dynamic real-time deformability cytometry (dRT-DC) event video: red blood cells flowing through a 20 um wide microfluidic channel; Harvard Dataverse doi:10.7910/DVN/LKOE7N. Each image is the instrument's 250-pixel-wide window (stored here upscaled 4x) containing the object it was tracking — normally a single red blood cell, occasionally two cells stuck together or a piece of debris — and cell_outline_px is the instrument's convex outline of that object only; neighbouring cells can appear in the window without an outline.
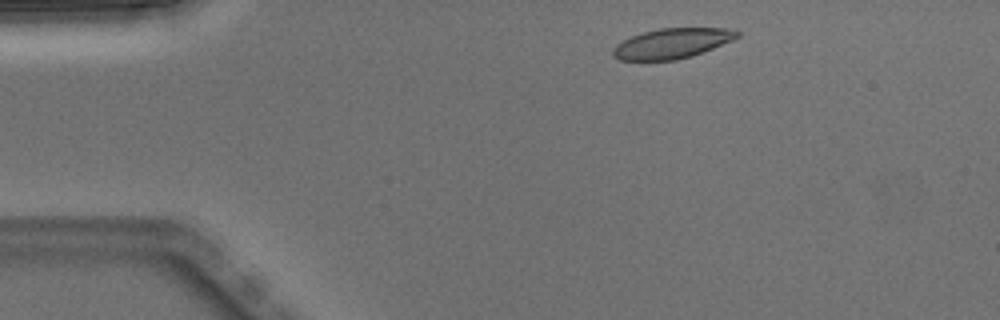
{"species": "Egyptian fruit bat (a non-hibernating species)", "species_latin": "Rousettus aegyptiacus", "temperature_condition": "warm", "stored_images_in_passage": 5, "camera_frame_rate_fps": 3000, "um_per_image_px": 0.085, "animal": {"sex": "male"}, "frame": {"image": 1, "passage_image": 1, "time_ms": 0.0, "image_size_px": [1000, 320], "cell_outline_px": [[740, 36], [732, 40], [692, 56], [676, 60], [620, 60], [612, 56], [612, 48], [616, 44], [632, 36], [644, 32], [660, 28], [736, 28], [740, 32]], "centroid_in_image_um": [57.13, 3.68], "position_along_channel_um": 27.9, "area_um2": 21.79}}
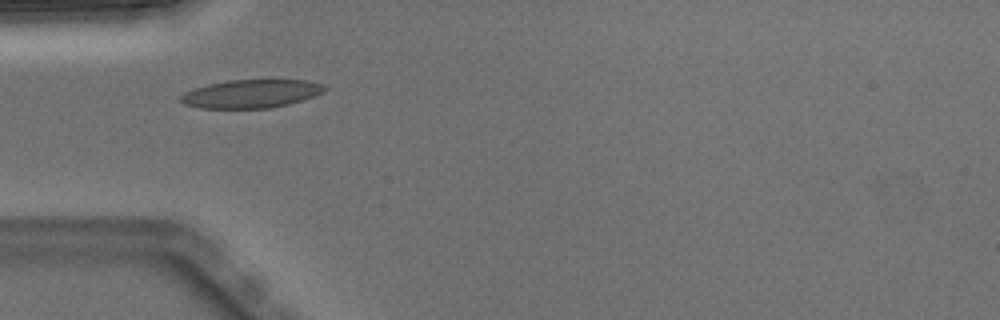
{"frame": {"image": 2, "passage_image": 3, "time_ms": 0.667, "image_size_px": [1000, 320], "cell_outline_px": [[328, 88], [324, 92], [288, 104], [268, 108], [200, 108], [184, 104], [180, 100], [180, 96], [184, 92], [208, 84], [228, 80], [308, 80], [324, 84]], "centroid_in_image_um": [21.35, 7.96], "position_along_channel_um": 63.6, "area_um2": 23.64}}
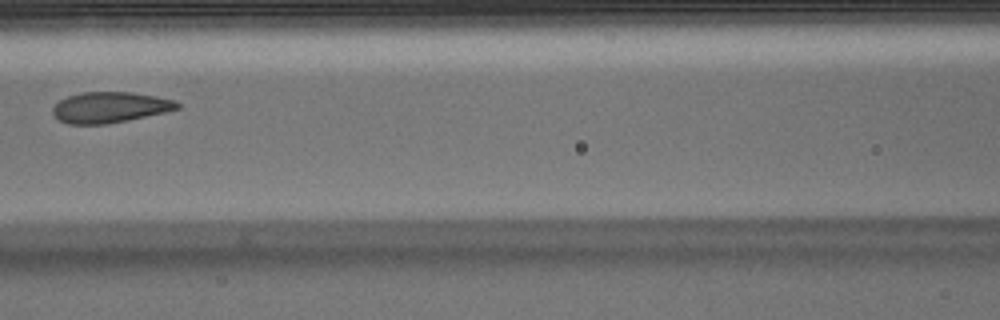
{"frame": {"image": 3, "passage_image": 5, "time_ms": 1.333, "image_size_px": [1000, 320], "cell_outline_px": [[180, 108], [164, 112], [128, 120], [104, 124], [68, 124], [60, 120], [52, 112], [52, 108], [60, 100], [68, 96], [84, 92], [132, 92], [156, 96], [176, 100], [180, 104]], "centroid_in_image_um": [9.36, 9.12], "position_along_channel_um": 157.2, "area_um2": 22.2}}